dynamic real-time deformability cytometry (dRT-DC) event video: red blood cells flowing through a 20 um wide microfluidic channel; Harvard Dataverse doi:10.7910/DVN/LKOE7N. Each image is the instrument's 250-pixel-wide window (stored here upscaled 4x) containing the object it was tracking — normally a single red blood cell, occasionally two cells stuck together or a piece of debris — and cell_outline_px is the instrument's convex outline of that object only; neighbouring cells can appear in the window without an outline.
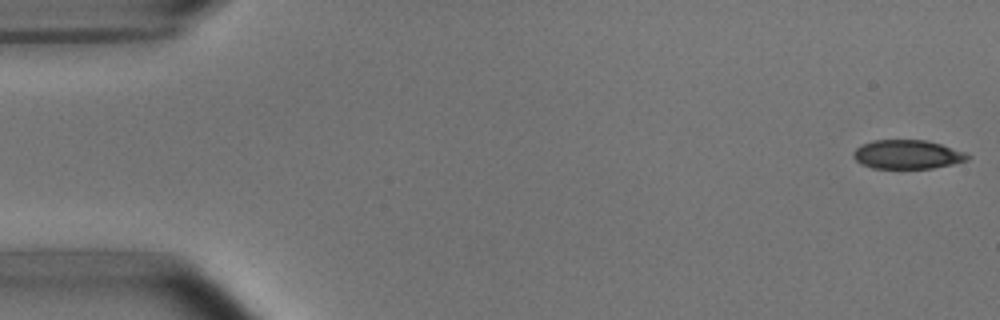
{"species": "common noctule bat (a hibernating species)", "species_latin": "Nyctalus noctula", "temperature_condition": "room temperature", "stored_images_in_passage": 5, "camera_frame_rate_fps": 3000, "um_per_image_px": 0.085, "animal": {"sex": "male", "body_mass_g": 15.6}, "frame": {"image": 1, "passage_image": 1, "time_ms": 0.0, "image_size_px": [1000, 320], "cell_outline_px": [[972, 156], [968, 160], [952, 164], [932, 168], [872, 168], [860, 164], [852, 156], [852, 152], [856, 148], [872, 140], [928, 140], [968, 152]], "centroid_in_image_um": [77.16, 13.12], "position_along_channel_um": 7.8, "area_um2": 19.48}}
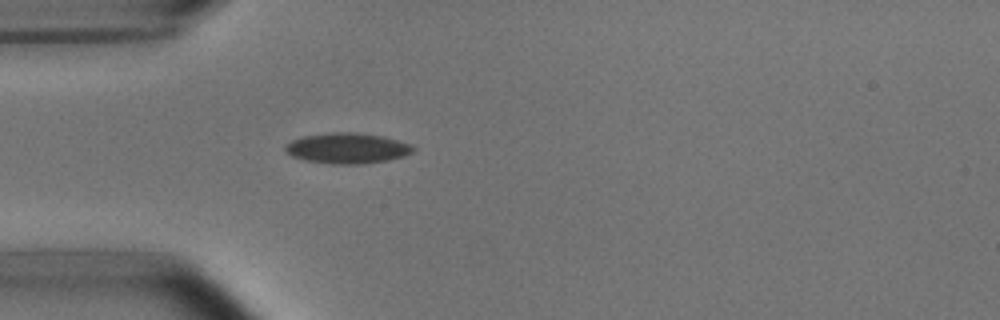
{"frame": {"image": 2, "passage_image": 5, "time_ms": 4.667, "image_size_px": [1000, 320], "cell_outline_px": [[416, 148], [412, 152], [404, 156], [388, 160], [364, 164], [332, 164], [304, 160], [292, 156], [284, 152], [284, 148], [292, 140], [304, 136], [332, 132], [352, 132], [380, 136], [412, 144]], "centroid_in_image_um": [29.51, 12.61], "position_along_channel_um": 55.5, "area_um2": 22.72}}